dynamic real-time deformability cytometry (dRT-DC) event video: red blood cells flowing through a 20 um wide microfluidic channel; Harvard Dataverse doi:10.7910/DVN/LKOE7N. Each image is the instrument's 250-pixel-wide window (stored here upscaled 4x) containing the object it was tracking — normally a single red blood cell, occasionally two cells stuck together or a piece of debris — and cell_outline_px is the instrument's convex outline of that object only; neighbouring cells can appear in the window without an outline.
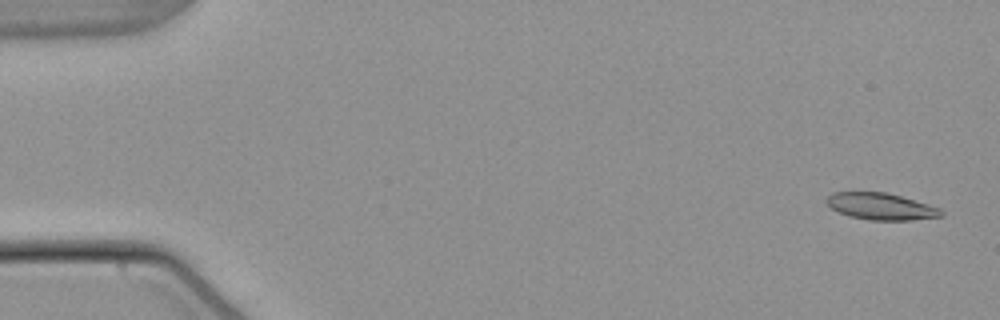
{"species": "common noctule bat (a hibernating species)", "species_latin": "Nyctalus noctula", "temperature_condition": "warm", "stored_images_in_passage": 54, "camera_frame_rate_fps": 3000, "um_per_image_px": 0.085, "animal": {"sex": "male", "body_mass_g": 21.5, "forearm_length_mm": 52.0}, "frame": {"image": 1, "passage_image": 2, "time_ms": 0.333, "image_size_px": [1000, 320], "cell_outline_px": [[944, 216], [912, 220], [868, 220], [848, 216], [832, 208], [824, 200], [832, 192], [888, 192], [928, 204], [940, 208], [944, 212]], "centroid_in_image_um": [74.9, 17.54], "position_along_channel_um": 10.1, "area_um2": 17.98}}
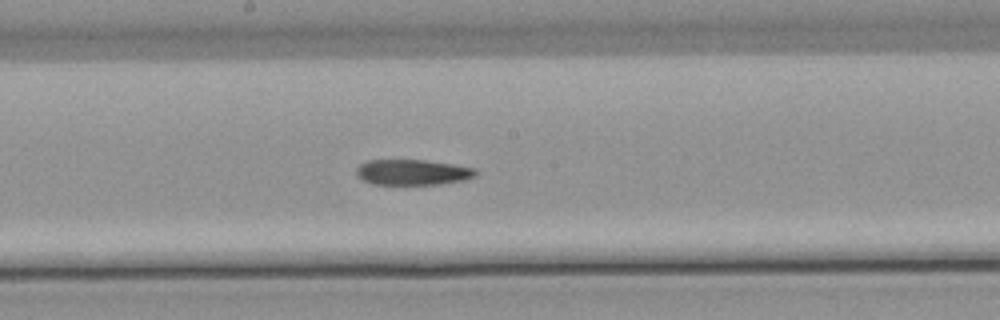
{"frame": {"image": 2, "passage_image": 29, "time_ms": 9.333, "image_size_px": [1000, 320], "cell_outline_px": [[476, 176], [464, 180], [440, 184], [372, 184], [364, 180], [356, 172], [356, 168], [360, 164], [368, 160], [424, 160], [452, 164], [476, 168]], "centroid_in_image_um": [35.09, 14.64], "position_along_channel_um": 213.1, "area_um2": 17.63}}
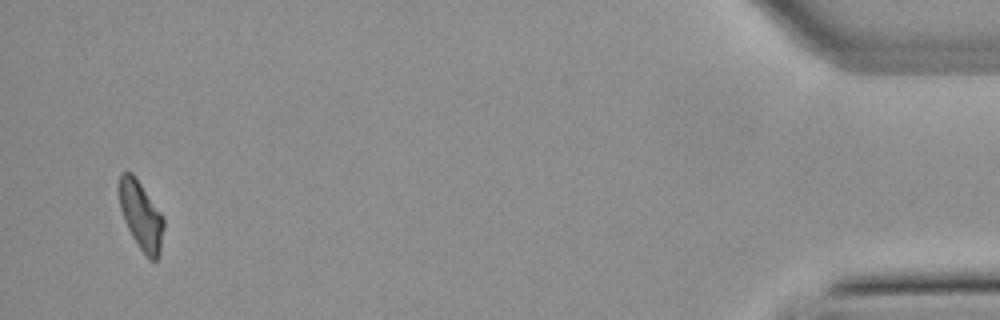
{"frame": {"image": 3, "passage_image": 52, "time_ms": 17.0, "image_size_px": [1000, 320], "cell_outline_px": [[164, 228], [160, 252], [156, 260], [148, 260], [132, 236], [124, 220], [120, 208], [120, 176], [124, 172], [132, 172], [164, 216]], "centroid_in_image_um": [12.02, 18.36], "position_along_channel_um": 423.2, "area_um2": 17.57}}